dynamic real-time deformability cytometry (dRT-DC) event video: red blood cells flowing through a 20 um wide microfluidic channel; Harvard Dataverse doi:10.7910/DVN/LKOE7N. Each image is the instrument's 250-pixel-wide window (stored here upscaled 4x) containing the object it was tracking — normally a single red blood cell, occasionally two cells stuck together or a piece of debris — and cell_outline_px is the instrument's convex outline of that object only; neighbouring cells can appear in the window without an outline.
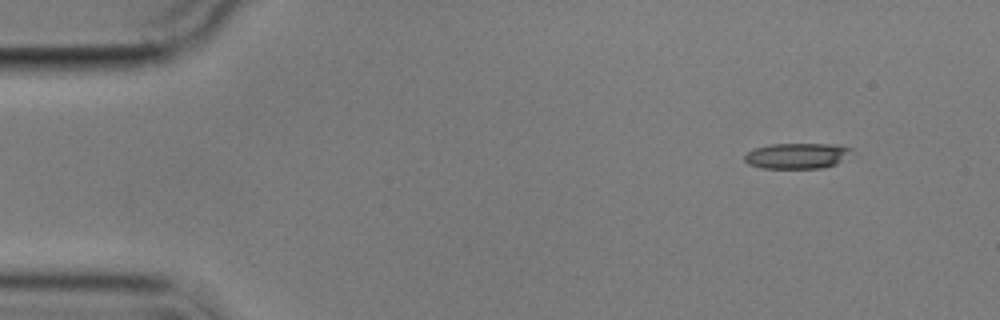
{"species": "common noctule bat (a hibernating species)", "species_latin": "Nyctalus noctula", "temperature_condition": "cold", "stored_images_in_passage": 5, "segment_of_instrument_passage": [1, 2], "camera_frame_rate_fps": 3000, "um_per_image_px": 0.085, "animal": {"sex": "male", "body_mass_g": 17.9}, "frame": {"image": 1, "passage_image": 1, "time_ms": 0.0, "image_size_px": [1000, 320], "cell_outline_px": [[852, 148], [836, 164], [820, 168], [760, 168], [748, 164], [744, 160], [744, 156], [748, 152], [756, 148], [772, 144], [828, 144]], "centroid_in_image_um": [67.65, 13.25], "position_along_channel_um": 17.4, "area_um2": 15.55}}
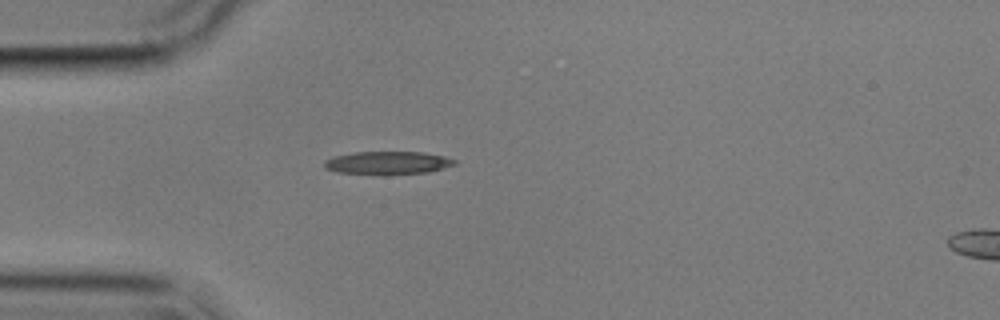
{"frame": {"image": 2, "passage_image": 4, "time_ms": 3.333, "image_size_px": [1000, 320], "cell_outline_px": [[456, 164], [444, 168], [428, 172], [384, 176], [336, 172], [324, 168], [324, 160], [332, 156], [356, 152], [424, 152], [444, 156], [456, 160]], "centroid_in_image_um": [32.92, 13.86], "position_along_channel_um": 52.1, "area_um2": 17.98}}